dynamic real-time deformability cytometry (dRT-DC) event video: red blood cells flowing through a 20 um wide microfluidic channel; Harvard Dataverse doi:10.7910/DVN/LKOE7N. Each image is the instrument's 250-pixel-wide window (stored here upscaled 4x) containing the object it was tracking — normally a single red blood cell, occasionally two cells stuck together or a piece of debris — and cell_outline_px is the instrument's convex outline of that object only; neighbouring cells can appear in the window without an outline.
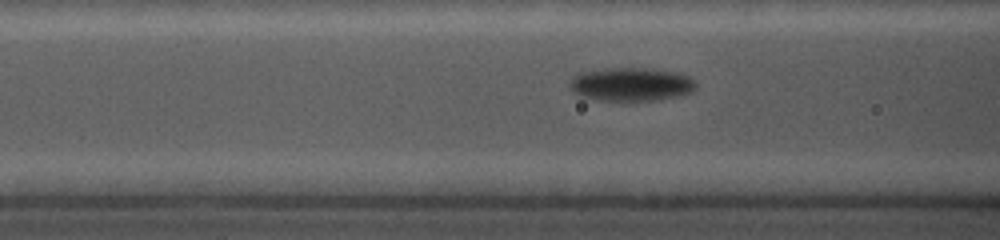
{"species": "common noctule bat (a hibernating species)", "species_latin": "Nyctalus noctula", "temperature_condition": "cold", "stored_images_in_passage": 25, "camera_frame_rate_fps": 5000, "um_per_image_px": 0.085, "animal": {"sex": "female", "body_mass_g": 19.0, "forearm_length_mm": 56.7}, "frame": {"image": 1, "passage_image": 4, "time_ms": 1.0, "image_size_px": [1000, 240], "cell_outline_px": [[696, 88], [692, 92], [676, 96], [656, 100], [596, 100], [580, 96], [572, 92], [568, 84], [576, 72], [608, 68], [644, 68], [672, 72], [688, 76], [696, 84]], "centroid_in_image_um": [53.56, 7.16], "position_along_channel_um": 113.0, "area_um2": 24.57}}
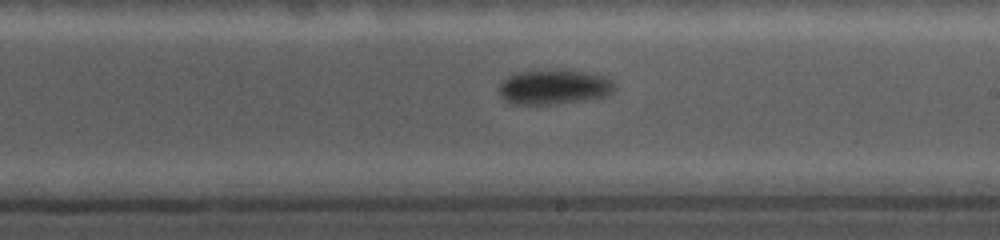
{"frame": {"image": 2, "passage_image": 14, "time_ms": 4.6, "image_size_px": [1000, 240], "cell_outline_px": [[616, 88], [612, 92], [604, 96], [548, 104], [512, 104], [504, 100], [500, 96], [500, 84], [508, 76], [516, 72], [556, 68], [588, 72], [604, 76]], "centroid_in_image_um": [47.03, 7.36], "position_along_channel_um": 242.0, "area_um2": 23.29}}
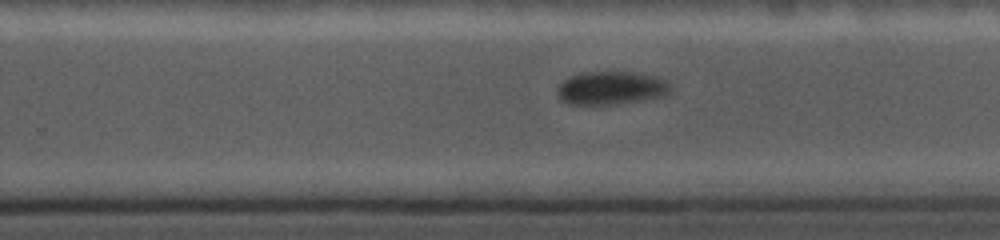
{"frame": {"image": 3, "passage_image": 17, "time_ms": 5.6, "image_size_px": [1000, 240], "cell_outline_px": [[668, 92], [664, 96], [652, 100], [612, 104], [568, 104], [560, 100], [556, 96], [556, 88], [568, 76], [584, 72], [628, 72], [656, 76], [664, 80], [668, 84]], "centroid_in_image_um": [51.89, 7.49], "position_along_channel_um": 277.9, "area_um2": 22.08}}